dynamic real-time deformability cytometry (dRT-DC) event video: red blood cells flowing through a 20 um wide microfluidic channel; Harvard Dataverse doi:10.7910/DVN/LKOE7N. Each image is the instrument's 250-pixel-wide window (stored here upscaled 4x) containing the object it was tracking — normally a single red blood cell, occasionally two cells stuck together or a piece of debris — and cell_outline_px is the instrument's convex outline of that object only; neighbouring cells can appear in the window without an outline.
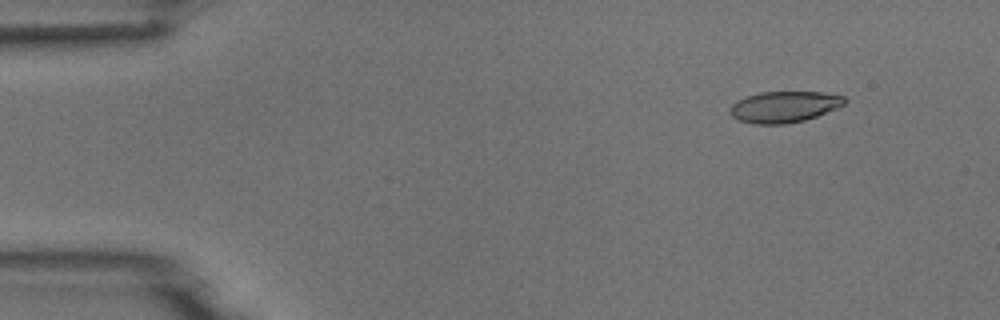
{"species": "common noctule bat (a hibernating species)", "species_latin": "Nyctalus noctula", "temperature_condition": "room temperature", "stored_images_in_passage": 9, "camera_frame_rate_fps": 3000, "um_per_image_px": 0.085, "animal": {"sex": "male", "body_mass_g": 18.8}, "frame": {"image": 1, "passage_image": 2, "time_ms": 1.0, "image_size_px": [1000, 320], "cell_outline_px": [[848, 100], [844, 104], [836, 108], [816, 116], [804, 120], [784, 124], [756, 124], [740, 120], [732, 116], [728, 112], [728, 108], [736, 100], [760, 92], [820, 92], [844, 96]], "centroid_in_image_um": [66.63, 9.07], "position_along_channel_um": 18.4, "area_um2": 20.75}}
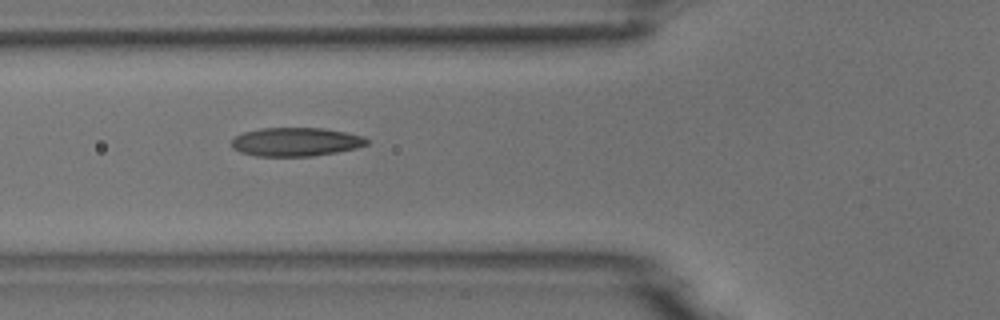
{"frame": {"image": 2, "passage_image": 6, "time_ms": 5.667, "image_size_px": [1000, 320], "cell_outline_px": [[368, 144], [356, 148], [336, 152], [312, 156], [256, 156], [240, 152], [232, 148], [232, 140], [236, 136], [244, 132], [260, 128], [324, 128], [364, 136], [368, 140]], "centroid_in_image_um": [25.14, 12.06], "position_along_channel_um": 100.7, "area_um2": 22.54}}